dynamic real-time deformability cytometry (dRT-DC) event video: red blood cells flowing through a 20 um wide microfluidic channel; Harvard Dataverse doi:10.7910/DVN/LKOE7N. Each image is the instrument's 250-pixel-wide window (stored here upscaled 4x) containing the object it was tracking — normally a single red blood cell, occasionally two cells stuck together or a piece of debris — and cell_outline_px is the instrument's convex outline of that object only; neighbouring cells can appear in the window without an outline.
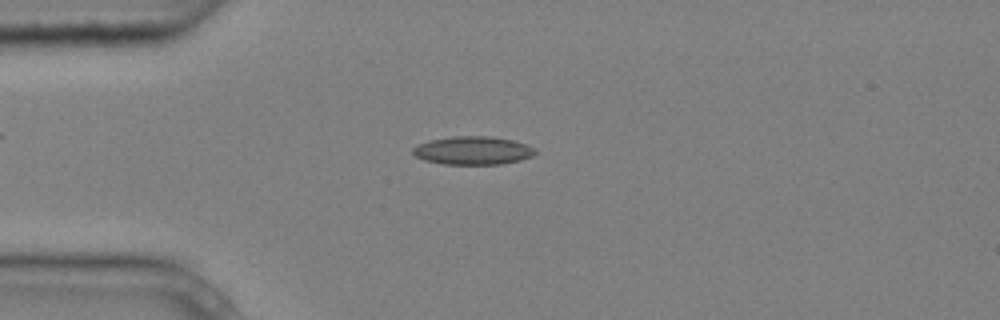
{"species": "common noctule bat (a hibernating species)", "species_latin": "Nyctalus noctula", "temperature_condition": "cold", "stored_images_in_passage": 5, "camera_frame_rate_fps": 3000, "um_per_image_px": 0.085, "animal": {"sex": "male", "body_mass_g": 20.4}, "frame": {"image": 1, "passage_image": 3, "time_ms": 0.667, "image_size_px": [1000, 320], "cell_outline_px": [[536, 152], [532, 156], [520, 160], [504, 164], [444, 164], [424, 160], [416, 156], [412, 152], [412, 148], [428, 140], [452, 136], [488, 136], [512, 140], [528, 144], [536, 148]], "centroid_in_image_um": [40.22, 12.79], "position_along_channel_um": 44.8, "area_um2": 20.23}}
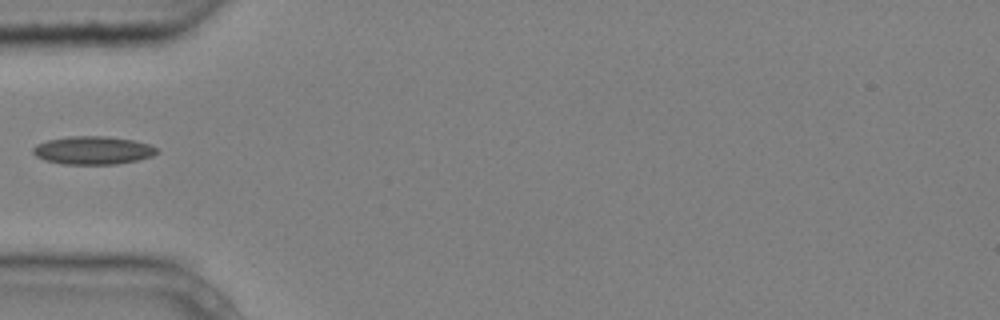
{"frame": {"image": 2, "passage_image": 4, "time_ms": 1.0, "image_size_px": [1000, 320], "cell_outline_px": [[160, 152], [152, 156], [136, 160], [116, 164], [60, 164], [44, 160], [36, 156], [32, 152], [32, 148], [36, 144], [48, 140], [68, 136], [108, 136], [132, 140], [148, 144], [156, 148]], "centroid_in_image_um": [7.87, 12.78], "position_along_channel_um": 77.1, "area_um2": 20.35}}
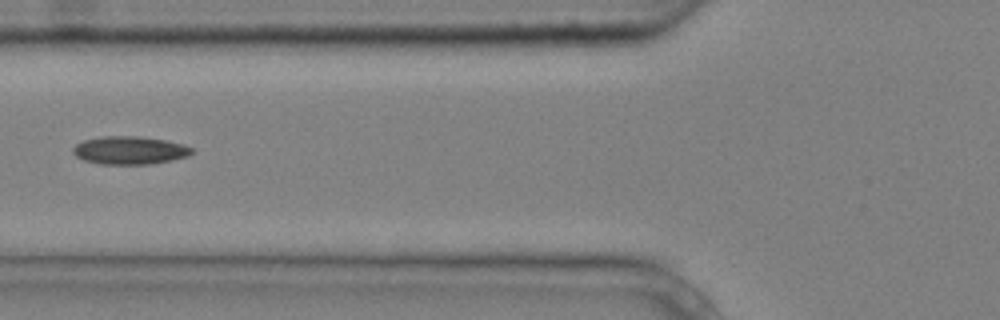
{"frame": {"image": 3, "passage_image": 5, "time_ms": 1.333, "image_size_px": [1000, 320], "cell_outline_px": [[192, 152], [188, 156], [172, 160], [148, 164], [100, 164], [84, 160], [76, 156], [72, 152], [72, 148], [76, 144], [84, 140], [100, 136], [136, 136], [164, 140], [184, 144], [192, 148]], "centroid_in_image_um": [11.0, 12.77], "position_along_channel_um": 114.8, "area_um2": 19.36}}